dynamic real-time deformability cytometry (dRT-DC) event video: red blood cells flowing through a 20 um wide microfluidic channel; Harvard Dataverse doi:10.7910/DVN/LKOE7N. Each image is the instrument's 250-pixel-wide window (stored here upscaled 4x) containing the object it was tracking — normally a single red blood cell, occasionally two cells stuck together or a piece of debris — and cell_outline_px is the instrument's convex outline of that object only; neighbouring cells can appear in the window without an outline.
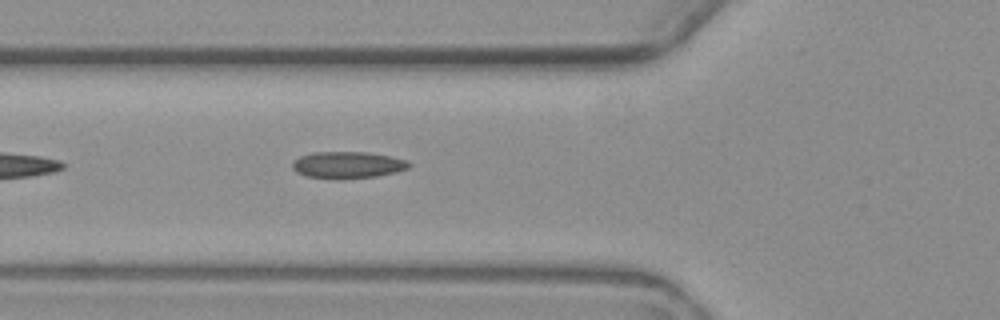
{"species": "common noctule bat (a hibernating species)", "species_latin": "Nyctalus noctula", "temperature_condition": "warm", "stored_images_in_passage": 6, "camera_frame_rate_fps": 3000, "um_per_image_px": 0.085, "animal": {"sex": "female", "body_mass_g": 19.3, "forearm_length_mm": 54.1}, "frame": {"image": 1, "passage_image": 6, "time_ms": 6.0, "image_size_px": [1000, 320], "cell_outline_px": [[412, 164], [408, 168], [396, 172], [376, 176], [340, 180], [336, 180], [308, 176], [296, 172], [292, 168], [292, 160], [300, 156], [312, 152], [368, 152], [408, 160]], "centroid_in_image_um": [29.53, 14.03], "position_along_channel_um": 96.3, "area_um2": 18.44}}